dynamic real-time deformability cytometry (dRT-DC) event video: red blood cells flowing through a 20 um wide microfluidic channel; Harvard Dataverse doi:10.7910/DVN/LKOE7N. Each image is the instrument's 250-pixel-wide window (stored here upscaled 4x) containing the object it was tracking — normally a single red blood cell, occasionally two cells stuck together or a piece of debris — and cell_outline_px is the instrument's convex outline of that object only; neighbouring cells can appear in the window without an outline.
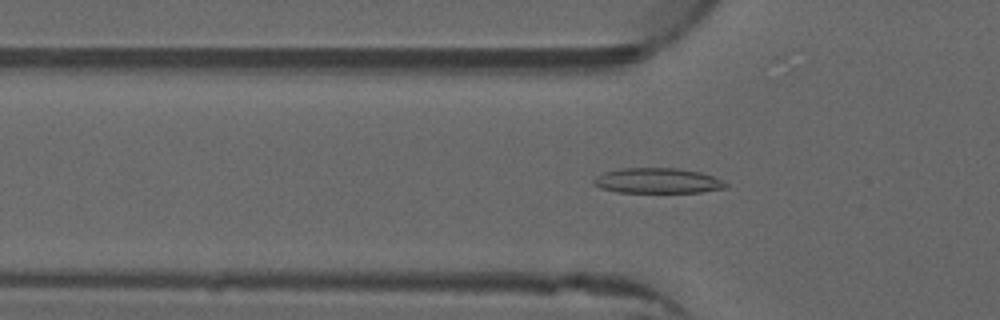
{"species": "common noctule bat (a hibernating species)", "species_latin": "Nyctalus noctula", "temperature_condition": "warm", "stored_images_in_passage": 51, "camera_frame_rate_fps": 3000, "um_per_image_px": 0.085, "animal": {"sex": "male", "forearm_length_mm": 52.5}, "frame": {"image": 1, "passage_image": 17, "time_ms": 5.333, "image_size_px": [1000, 320], "cell_outline_px": [[728, 188], [700, 192], [616, 192], [600, 188], [592, 184], [592, 180], [596, 176], [604, 172], [620, 168], [680, 168], [700, 172], [724, 180], [728, 184]], "centroid_in_image_um": [55.89, 15.36], "position_along_channel_um": 69.9, "area_um2": 19.65}}
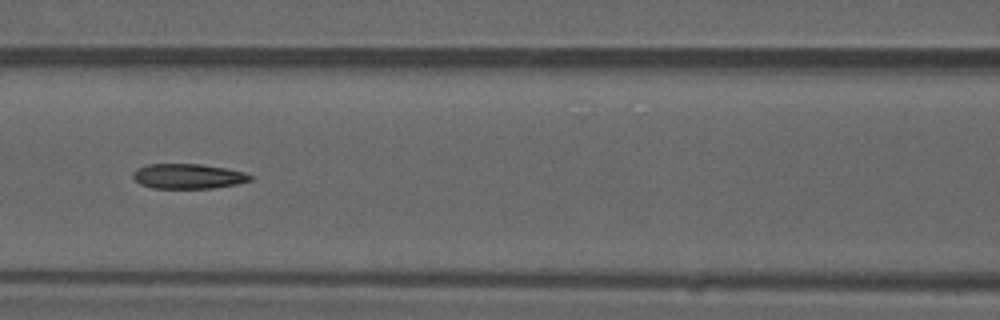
{"frame": {"image": 2, "passage_image": 23, "time_ms": 7.333, "image_size_px": [1000, 320], "cell_outline_px": [[252, 180], [236, 184], [212, 188], [152, 188], [140, 184], [132, 176], [132, 172], [136, 168], [148, 164], [200, 164], [228, 168], [244, 172], [252, 176]], "centroid_in_image_um": [15.97, 14.97], "position_along_channel_um": 150.6, "area_um2": 17.11}}
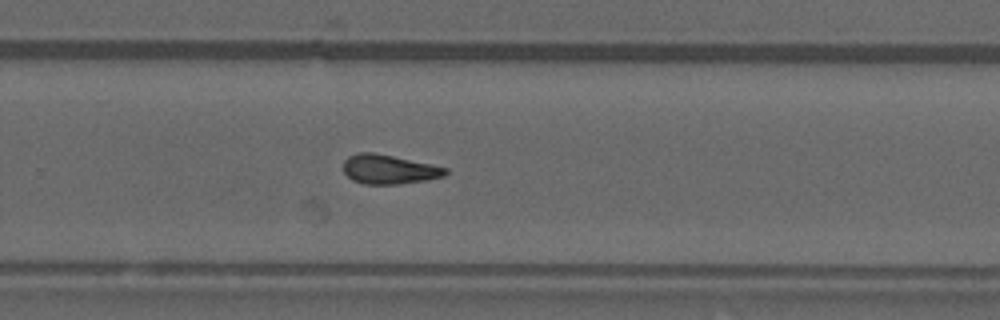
{"frame": {"image": 3, "passage_image": 34, "time_ms": 11.0, "image_size_px": [1000, 320], "cell_outline_px": [[448, 172], [444, 176], [428, 180], [396, 184], [364, 184], [352, 180], [344, 172], [344, 160], [348, 156], [356, 152], [372, 152], [392, 156], [448, 168]], "centroid_in_image_um": [33.04, 14.39], "position_along_channel_um": 296.8, "area_um2": 17.34}, "authors_computed_cell_mechanics": {"area_um2": 17.629, "velocity_mm_per_s": 4.0149, "shape_relaxation_time_tau1_ms": null, "shape_relaxation_time_tau2_ms": 3.9527, "deformation_change_tau1": null, "deformation_change_tau2": 0.1313}}